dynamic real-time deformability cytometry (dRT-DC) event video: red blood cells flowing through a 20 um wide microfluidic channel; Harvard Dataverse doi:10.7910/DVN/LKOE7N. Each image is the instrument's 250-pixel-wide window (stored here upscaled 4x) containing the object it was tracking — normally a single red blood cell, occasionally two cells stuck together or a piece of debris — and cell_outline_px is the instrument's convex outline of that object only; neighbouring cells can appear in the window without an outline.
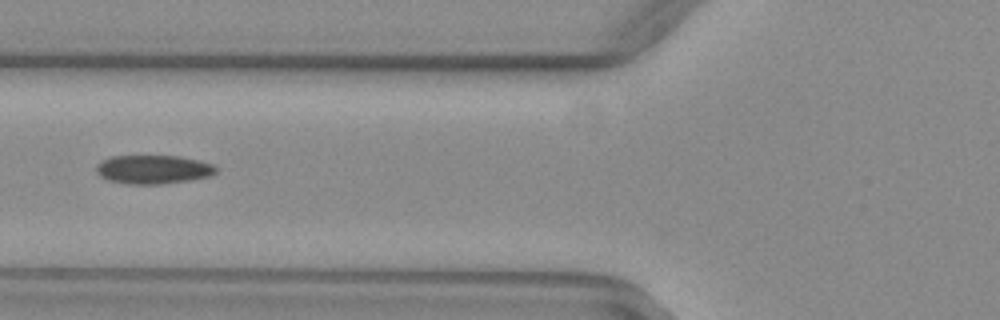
{"species": "common noctule bat (a hibernating species)", "species_latin": "Nyctalus noctula", "temperature_condition": "warm", "stored_images_in_passage": 36, "camera_frame_rate_fps": 3000, "um_per_image_px": 0.085, "animal": {"sex": "female", "body_mass_g": 29.2, "forearm_length_mm": 56.3}, "frame": {"image": 1, "passage_image": 6, "time_ms": 1.667, "image_size_px": [1000, 320], "cell_outline_px": [[216, 172], [208, 176], [188, 180], [160, 184], [128, 184], [108, 180], [100, 176], [96, 172], [96, 164], [112, 156], [180, 156], [212, 164], [216, 168]], "centroid_in_image_um": [12.98, 14.4], "position_along_channel_um": 112.8, "area_um2": 19.83}}
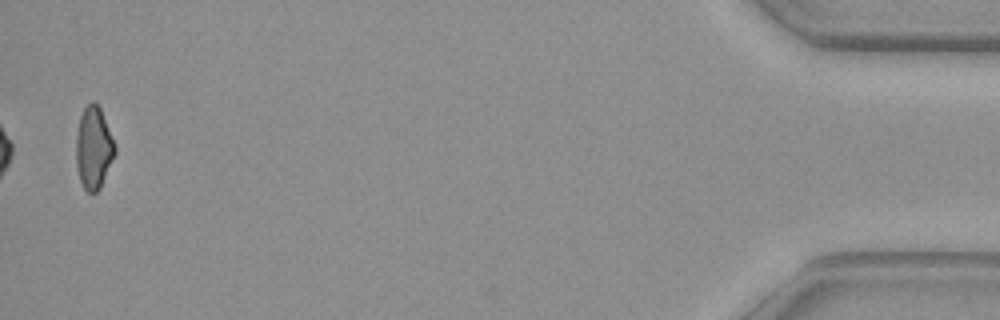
{"frame": {"image": 2, "passage_image": 36, "time_ms": 11.667, "image_size_px": [1000, 320], "cell_outline_px": [[116, 152], [100, 188], [96, 192], [88, 192], [84, 188], [80, 180], [76, 164], [76, 136], [80, 116], [84, 108], [92, 100], [100, 108], [116, 148]], "centroid_in_image_um": [7.95, 12.58], "position_along_channel_um": 427.3, "area_um2": 18.32}, "authors_computed_cell_mechanics": {"area_um2": 19.7387, "velocity_mm_per_s": 4.0665, "shape_relaxation_time_tau1_ms": null, "shape_relaxation_time_tau2_ms": 3.5938, "deformation_change_tau1": null, "deformation_change_tau2": 0.0921}}